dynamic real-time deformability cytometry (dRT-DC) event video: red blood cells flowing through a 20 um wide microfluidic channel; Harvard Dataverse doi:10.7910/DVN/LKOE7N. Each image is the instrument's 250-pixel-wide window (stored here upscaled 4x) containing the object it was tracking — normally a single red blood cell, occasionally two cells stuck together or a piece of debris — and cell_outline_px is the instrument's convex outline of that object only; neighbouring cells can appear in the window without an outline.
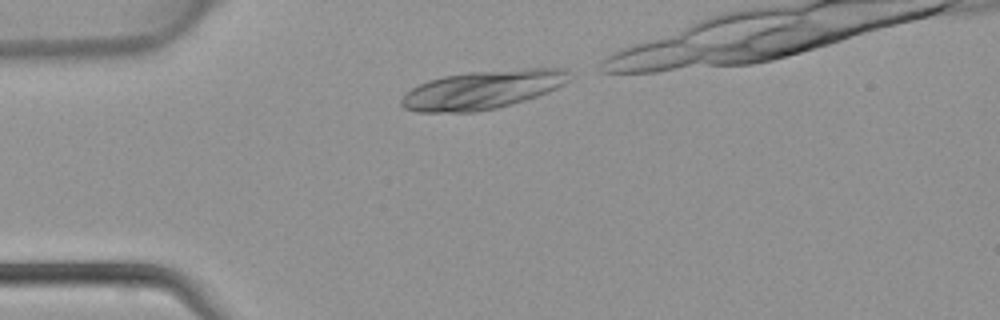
{"species": "common noctule bat (a hibernating species)", "species_latin": "Nyctalus noctula", "temperature_condition": "warm", "stored_images_in_passage": 23, "camera_frame_rate_fps": 3000, "um_per_image_px": 0.085, "animal": {"sex": "female", "body_mass_g": 22.7, "forearm_length_mm": 54.2}, "frame": {"image": 1, "passage_image": 1, "time_ms": 0.0, "image_size_px": [1000, 320], "cell_outline_px": [[572, 80], [548, 92], [512, 104], [496, 108], [476, 112], [416, 112], [404, 108], [400, 104], [400, 100], [412, 88], [428, 80], [444, 76], [468, 72], [524, 68], [568, 68]], "centroid_in_image_um": [41.06, 7.62], "position_along_channel_um": 43.9, "area_um2": 37.92}}